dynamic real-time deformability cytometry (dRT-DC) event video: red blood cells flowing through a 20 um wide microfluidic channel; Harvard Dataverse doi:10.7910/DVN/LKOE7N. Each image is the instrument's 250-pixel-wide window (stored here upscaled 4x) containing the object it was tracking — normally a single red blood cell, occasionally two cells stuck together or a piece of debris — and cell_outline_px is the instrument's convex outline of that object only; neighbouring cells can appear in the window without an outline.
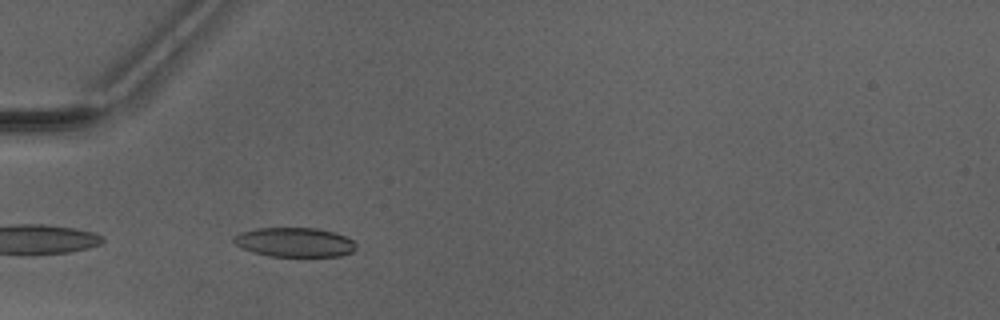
{"species": "Egyptian fruit bat (a non-hibernating species)", "species_latin": "Rousettus aegyptiacus", "temperature_condition": "warm", "stored_images_in_passage": 35, "camera_frame_rate_fps": 3000, "um_per_image_px": 0.085, "animal": {"sex": "male"}, "frame": {"image": 1, "passage_image": 1, "time_ms": 0.0, "image_size_px": [1000, 320], "cell_outline_px": [[356, 248], [352, 252], [340, 256], [268, 256], [252, 252], [240, 248], [232, 240], [232, 236], [240, 232], [256, 228], [316, 228], [332, 232], [344, 236], [352, 240], [356, 244]], "centroid_in_image_um": [24.99, 20.59], "position_along_channel_um": 60.0, "area_um2": 20.98}}
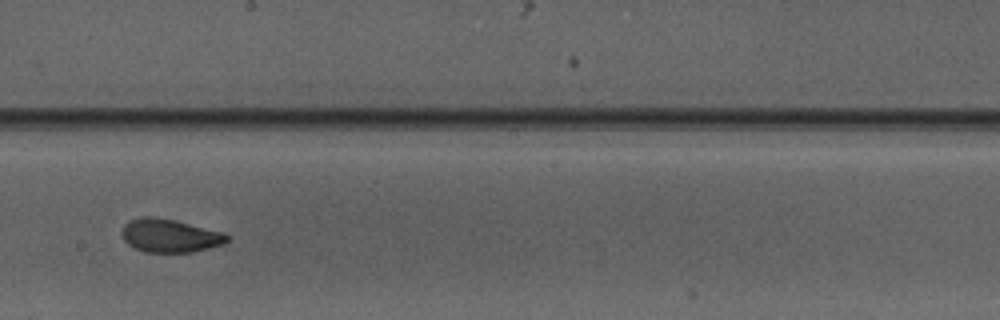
{"frame": {"image": 2, "passage_image": 14, "time_ms": 4.333, "image_size_px": [1000, 320], "cell_outline_px": [[228, 240], [224, 244], [192, 252], [144, 252], [128, 244], [124, 240], [120, 232], [124, 224], [128, 220], [140, 216], [156, 216], [176, 220], [224, 232], [228, 236]], "centroid_in_image_um": [14.41, 20.01], "position_along_channel_um": 233.8, "area_um2": 20.69}}
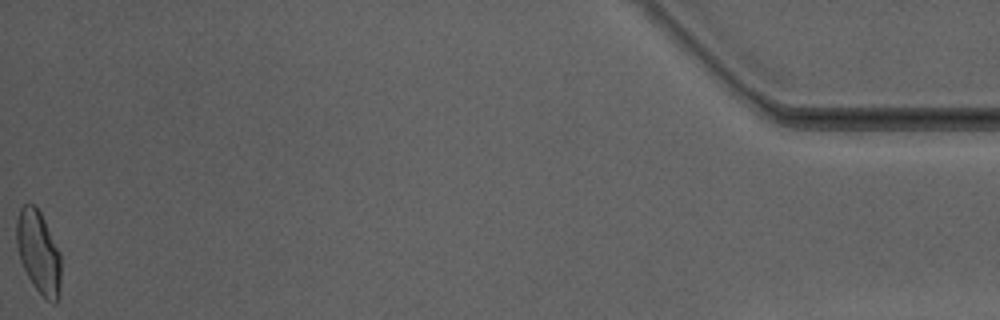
{"frame": {"image": 3, "passage_image": 35, "time_ms": 11.333, "image_size_px": [1000, 320], "cell_outline_px": [[60, 292], [56, 304], [52, 304], [32, 284], [20, 260], [16, 244], [16, 220], [20, 208], [24, 204], [36, 204], [60, 252]], "centroid_in_image_um": [3.27, 21.43], "position_along_channel_um": 431.9, "area_um2": 21.39}, "authors_computed_cell_mechanics": {"area_um2": 20.519, "velocity_mm_per_s": 4.167, "shape_relaxation_time_tau1_ms": 7.788, "shape_relaxation_time_tau2_ms": 1.1225, "deformation_change_tau1": 0.1845, "deformation_change_tau2": 0.0708}}